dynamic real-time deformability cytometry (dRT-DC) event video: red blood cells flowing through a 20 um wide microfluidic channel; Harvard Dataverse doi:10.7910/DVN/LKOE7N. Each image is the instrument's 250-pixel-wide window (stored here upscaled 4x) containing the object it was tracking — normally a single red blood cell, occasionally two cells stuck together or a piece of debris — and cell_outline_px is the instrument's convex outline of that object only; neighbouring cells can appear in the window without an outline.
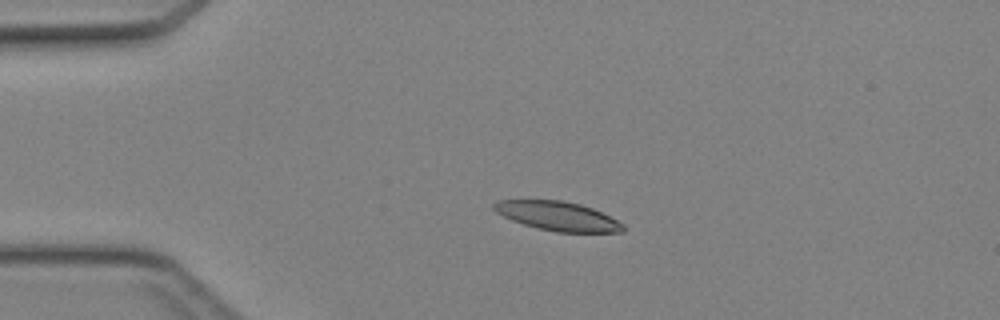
{"species": "Egyptian fruit bat (a non-hibernating species)", "species_latin": "Rousettus aegyptiacus", "temperature_condition": "cold", "stored_images_in_passage": 36, "camera_frame_rate_fps": 3000, "um_per_image_px": 0.085, "animal": {"sex": "female"}, "frame": {"image": 1, "passage_image": 1, "time_ms": 0.0, "image_size_px": [1000, 320], "cell_outline_px": [[624, 232], [556, 232], [524, 224], [512, 220], [496, 212], [492, 208], [492, 204], [496, 200], [564, 200], [580, 204], [592, 208], [624, 224]], "centroid_in_image_um": [47.39, 18.35], "position_along_channel_um": 37.6, "area_um2": 21.73}}
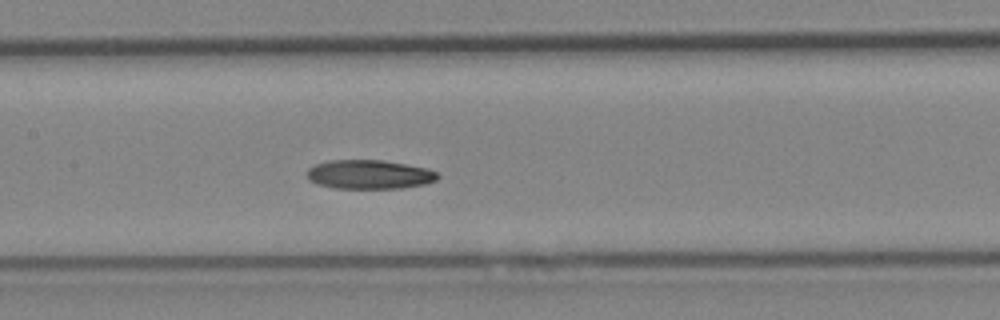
{"frame": {"image": 2, "passage_image": 13, "time_ms": 4.0, "image_size_px": [1000, 320], "cell_outline_px": [[440, 176], [436, 180], [424, 184], [400, 188], [336, 188], [316, 184], [308, 180], [308, 168], [316, 164], [328, 160], [384, 160], [428, 168], [436, 172]], "centroid_in_image_um": [31.39, 14.82], "position_along_channel_um": 176.0, "area_um2": 22.14}}
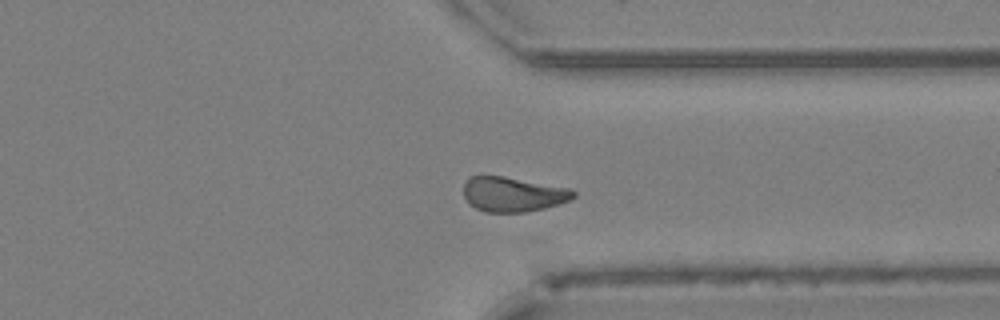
{"frame": {"image": 3, "passage_image": 26, "time_ms": 8.333, "image_size_px": [1000, 320], "cell_outline_px": [[576, 196], [568, 200], [544, 208], [524, 212], [484, 212], [468, 204], [464, 196], [464, 184], [468, 176], [504, 176], [572, 188], [576, 192]], "centroid_in_image_um": [43.59, 16.5], "position_along_channel_um": 367.8, "area_um2": 22.37}}